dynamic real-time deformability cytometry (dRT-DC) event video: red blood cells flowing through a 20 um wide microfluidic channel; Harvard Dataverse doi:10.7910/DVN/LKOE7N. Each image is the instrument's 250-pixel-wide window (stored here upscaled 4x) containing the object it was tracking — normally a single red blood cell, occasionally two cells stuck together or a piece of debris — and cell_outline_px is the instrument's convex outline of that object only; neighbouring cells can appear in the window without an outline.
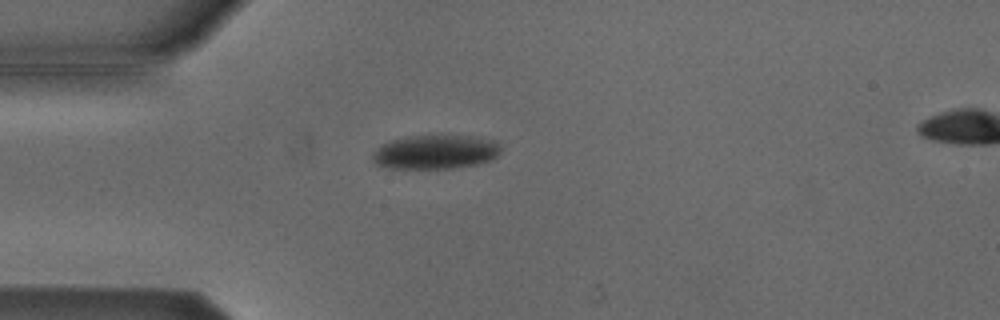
{"species": "Egyptian fruit bat (a non-hibernating species)", "species_latin": "Rousettus aegyptiacus", "temperature_condition": "cold", "stored_images_in_passage": 35, "camera_frame_rate_fps": 3000, "um_per_image_px": 0.085, "animal": {"sex": "male"}, "frame": {"image": 1, "passage_image": 1, "time_ms": 0.0, "image_size_px": [1000, 320], "cell_outline_px": [[500, 152], [492, 160], [476, 164], [452, 168], [392, 168], [376, 164], [372, 160], [372, 152], [380, 144], [388, 140], [404, 136], [436, 132], [472, 136], [496, 140], [500, 144]], "centroid_in_image_um": [36.99, 12.85], "position_along_channel_um": 48.0, "area_um2": 26.65}}
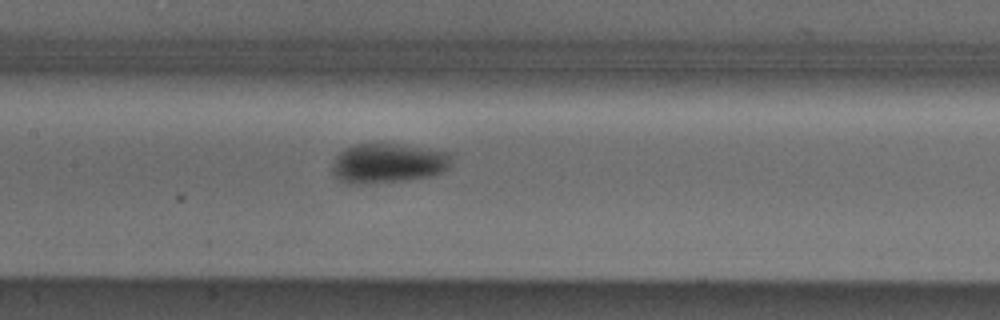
{"frame": {"image": 2, "passage_image": 12, "time_ms": 3.667, "image_size_px": [1000, 320], "cell_outline_px": [[452, 160], [448, 168], [444, 172], [432, 176], [400, 180], [364, 184], [348, 184], [340, 180], [332, 172], [332, 160], [344, 148], [352, 144], [396, 144], [428, 148], [452, 152]], "centroid_in_image_um": [32.99, 13.86], "position_along_channel_um": 174.4, "area_um2": 27.86}}
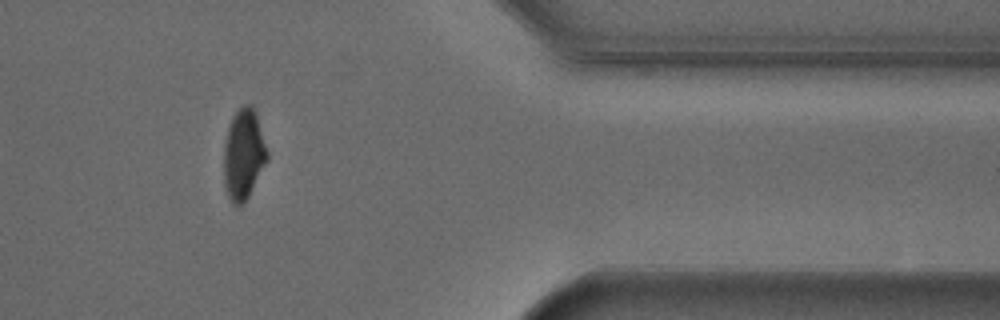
{"frame": {"image": 3, "passage_image": 31, "time_ms": 10.0, "image_size_px": [1000, 320], "cell_outline_px": [[268, 160], [244, 204], [232, 204], [228, 196], [224, 184], [224, 144], [228, 128], [232, 116], [244, 104], [252, 104], [256, 112], [268, 152]], "centroid_in_image_um": [20.71, 13.11], "position_along_channel_um": 390.7, "area_um2": 22.95}, "authors_computed_cell_mechanics": {"area_um2": 26.6458, "velocity_mm_per_s": 3.8012, "shape_relaxation_time_tau1_ms": 4.273, "shape_relaxation_time_tau2_ms": null, "deformation_change_tau1": 0.1131, "deformation_change_tau2": null}}